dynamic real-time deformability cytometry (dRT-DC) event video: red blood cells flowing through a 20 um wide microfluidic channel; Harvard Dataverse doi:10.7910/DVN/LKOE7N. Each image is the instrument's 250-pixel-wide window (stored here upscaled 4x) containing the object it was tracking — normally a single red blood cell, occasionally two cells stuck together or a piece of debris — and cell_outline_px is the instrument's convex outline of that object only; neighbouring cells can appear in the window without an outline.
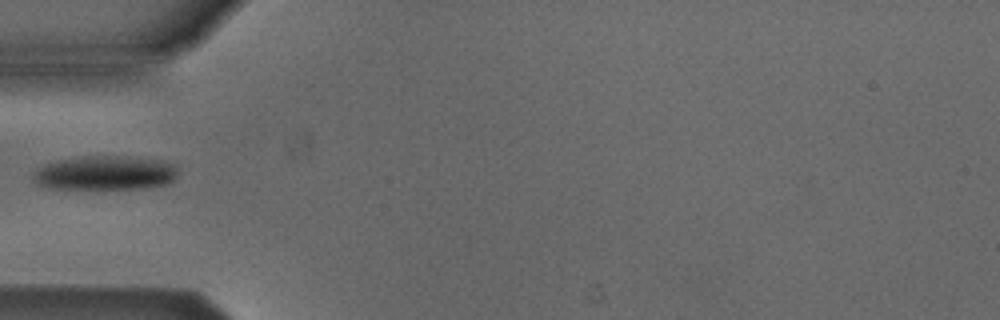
{"species": "Egyptian fruit bat (a non-hibernating species)", "species_latin": "Rousettus aegyptiacus", "temperature_condition": "cold", "stored_images_in_passage": 36, "camera_frame_rate_fps": 3000, "um_per_image_px": 0.085, "animal": {"sex": "male"}, "frame": {"image": 1, "passage_image": 1, "time_ms": 0.0, "image_size_px": [1000, 320], "cell_outline_px": [[176, 176], [172, 180], [164, 184], [144, 188], [48, 188], [32, 180], [32, 172], [36, 168], [44, 164], [56, 160], [80, 156], [120, 156], [164, 160], [172, 164], [176, 168]], "centroid_in_image_um": [8.87, 14.68], "position_along_channel_um": 76.1, "area_um2": 28.78}}
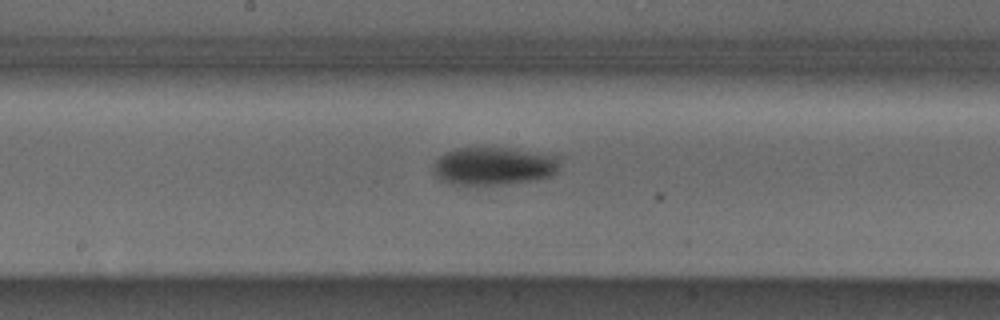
{"frame": {"image": 2, "passage_image": 11, "time_ms": 3.333, "image_size_px": [1000, 320], "cell_outline_px": [[560, 156], [556, 172], [552, 176], [536, 180], [504, 184], [452, 184], [440, 180], [432, 172], [432, 164], [440, 156], [452, 148], [512, 148]], "centroid_in_image_um": [41.95, 14.11], "position_along_channel_um": 206.3, "area_um2": 28.21}}
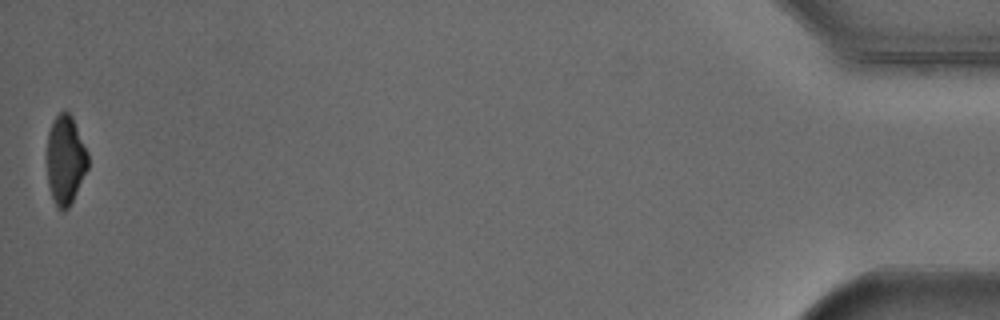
{"frame": {"image": 3, "passage_image": 36, "time_ms": 11.667, "image_size_px": [1000, 320], "cell_outline_px": [[88, 168], [68, 208], [64, 212], [56, 208], [48, 184], [48, 132], [52, 120], [60, 112], [68, 112], [72, 116], [88, 152]], "centroid_in_image_um": [5.57, 13.59], "position_along_channel_um": 429.6, "area_um2": 21.1}}